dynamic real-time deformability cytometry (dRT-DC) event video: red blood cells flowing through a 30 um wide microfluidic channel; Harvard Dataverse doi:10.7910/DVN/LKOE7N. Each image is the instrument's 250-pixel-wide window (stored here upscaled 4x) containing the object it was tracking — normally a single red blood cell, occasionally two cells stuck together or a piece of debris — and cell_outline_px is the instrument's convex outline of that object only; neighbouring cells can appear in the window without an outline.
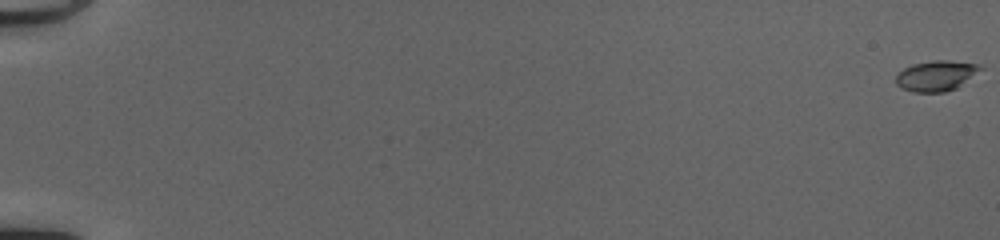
{"species": "common noctule bat (a hibernating species)", "species_latin": "Nyctalus noctula", "temperature_condition": "cold", "stored_images_in_passage": 53, "camera_frame_rate_fps": 3000, "um_per_image_px": 0.085, "animal": {"sex": "female", "body_mass_g": 20.0, "forearm_length_mm": 54.0}, "frame": {"image": 1, "passage_image": 1, "time_ms": 0.0, "image_size_px": [1000, 240], "cell_outline_px": [[984, 68], [956, 88], [944, 92], [912, 92], [896, 84], [896, 76], [904, 68], [912, 64], [932, 60], [948, 60], [980, 64]], "centroid_in_image_um": [79.59, 6.42], "position_along_channel_um": 5.4, "area_um2": 14.91}}
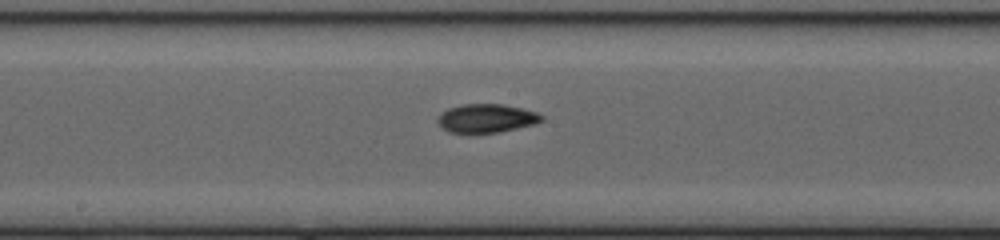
{"frame": {"image": 2, "passage_image": 31, "time_ms": 10.0, "image_size_px": [1000, 240], "cell_outline_px": [[544, 120], [536, 124], [500, 132], [448, 132], [436, 120], [436, 116], [440, 112], [448, 108], [460, 104], [504, 104], [524, 108], [536, 112], [544, 116]], "centroid_in_image_um": [41.36, 10.03], "position_along_channel_um": 206.8, "area_um2": 17.51}}
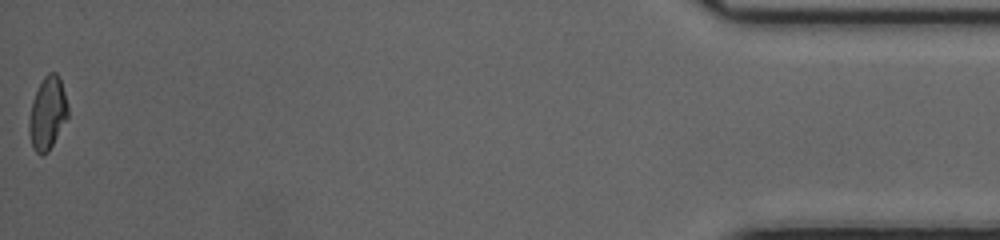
{"frame": {"image": 3, "passage_image": 53, "time_ms": 17.333, "image_size_px": [1000, 240], "cell_outline_px": [[68, 116], [48, 152], [44, 156], [40, 156], [32, 148], [28, 132], [28, 120], [32, 100], [44, 76], [48, 72], [56, 72], [60, 76], [68, 108]], "centroid_in_image_um": [4.01, 9.65], "position_along_channel_um": 431.2, "area_um2": 16.59}, "authors_computed_cell_mechanics": {"area_um2": 16.762, "velocity_mm_per_s": 4.1924, "shape_relaxation_time_tau1_ms": 3.7957, "shape_relaxation_time_tau2_ms": 3.4185, "deformation_change_tau1": 0.1617, "deformation_change_tau2": 0.0956}}